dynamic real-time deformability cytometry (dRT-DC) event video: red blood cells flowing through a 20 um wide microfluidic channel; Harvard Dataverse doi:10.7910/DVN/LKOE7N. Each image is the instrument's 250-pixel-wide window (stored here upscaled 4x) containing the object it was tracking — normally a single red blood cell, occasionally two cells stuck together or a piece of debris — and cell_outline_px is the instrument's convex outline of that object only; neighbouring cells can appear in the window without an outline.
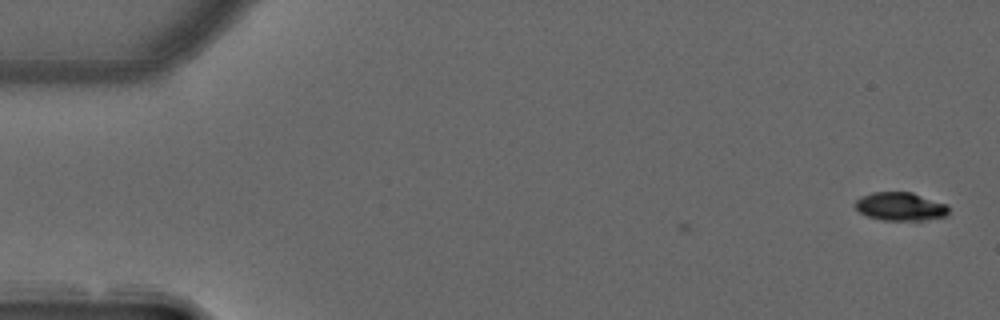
{"species": "common noctule bat (a hibernating species)", "species_latin": "Nyctalus noctula", "temperature_condition": "warm", "stored_images_in_passage": 3, "camera_frame_rate_fps": 3000, "um_per_image_px": 0.085, "animal": {"sex": "male", "forearm_length_mm": 52.5}, "frame": {"image": 1, "passage_image": 3, "time_ms": 0.667, "image_size_px": [1000, 320], "cell_outline_px": [[948, 216], [924, 220], [884, 220], [868, 216], [860, 212], [856, 208], [856, 200], [860, 196], [872, 192], [912, 192], [948, 204]], "centroid_in_image_um": [76.56, 17.54], "position_along_channel_um": 8.4, "area_um2": 15.49}}